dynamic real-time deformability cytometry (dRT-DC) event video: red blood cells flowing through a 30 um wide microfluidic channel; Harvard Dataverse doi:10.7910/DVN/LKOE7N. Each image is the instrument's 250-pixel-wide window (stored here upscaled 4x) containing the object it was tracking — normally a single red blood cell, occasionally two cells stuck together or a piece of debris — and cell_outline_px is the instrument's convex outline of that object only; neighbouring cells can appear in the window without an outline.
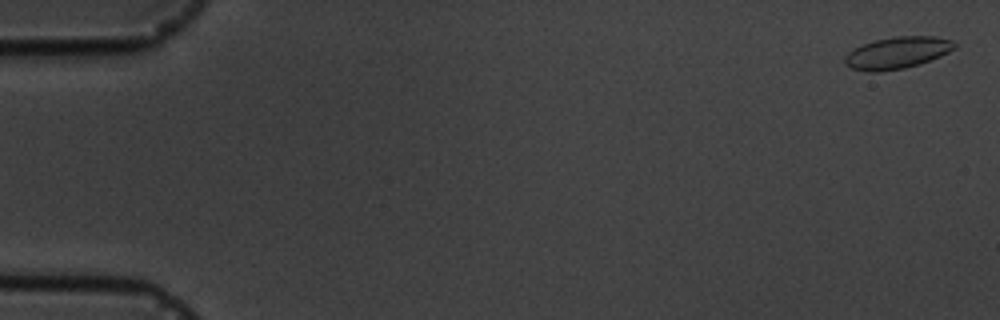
{"species": "common noctule bat (a hibernating species)", "species_latin": "Nyctalus noctula", "temperature_condition": "cold", "stored_images_in_passage": 6, "camera_frame_rate_fps": 3000, "um_per_image_px": 0.085, "animal": {"sex": "male", "body_mass_g": 19.5, "forearm_length_mm": 54.6}, "frame": {"image": 1, "passage_image": 1, "time_ms": 0.0, "image_size_px": [1000, 320], "cell_outline_px": [[956, 48], [940, 56], [920, 64], [904, 68], [880, 72], [868, 72], [852, 68], [844, 64], [844, 56], [848, 52], [864, 44], [876, 40], [896, 36], [936, 36], [952, 40], [956, 44]], "centroid_in_image_um": [76.27, 4.49], "position_along_channel_um": 8.7, "area_um2": 20.35}}